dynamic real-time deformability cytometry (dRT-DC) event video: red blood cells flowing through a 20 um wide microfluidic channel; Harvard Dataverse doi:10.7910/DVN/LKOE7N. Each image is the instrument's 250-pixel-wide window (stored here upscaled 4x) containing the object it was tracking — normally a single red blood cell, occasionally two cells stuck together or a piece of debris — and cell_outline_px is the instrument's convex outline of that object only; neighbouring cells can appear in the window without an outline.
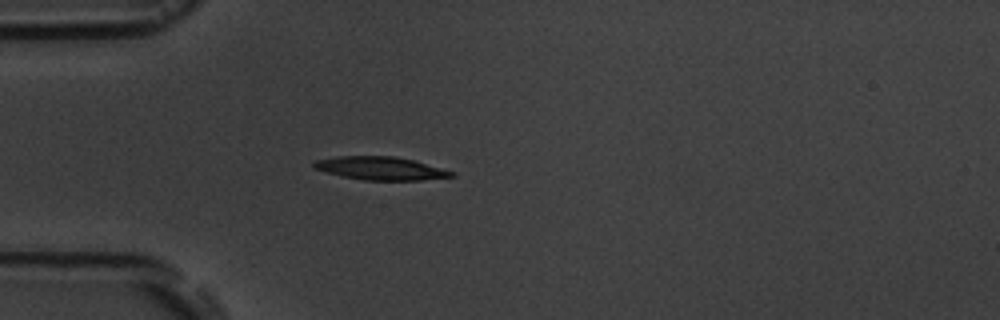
{"species": "common noctule bat (a hibernating species)", "species_latin": "Nyctalus noctula", "temperature_condition": "room temperature", "stored_images_in_passage": 4, "camera_frame_rate_fps": 3000, "um_per_image_px": 0.085, "animal": {"sex": "male", "body_mass_g": 19.5, "forearm_length_mm": 54.6}, "frame": {"image": 1, "passage_image": 4, "time_ms": 4.333, "image_size_px": [1000, 320], "cell_outline_px": [[456, 176], [420, 180], [364, 180], [344, 176], [312, 168], [312, 160], [336, 156], [396, 156], [412, 160], [456, 172]], "centroid_in_image_um": [32.32, 14.3], "position_along_channel_um": 52.7, "area_um2": 18.55}}